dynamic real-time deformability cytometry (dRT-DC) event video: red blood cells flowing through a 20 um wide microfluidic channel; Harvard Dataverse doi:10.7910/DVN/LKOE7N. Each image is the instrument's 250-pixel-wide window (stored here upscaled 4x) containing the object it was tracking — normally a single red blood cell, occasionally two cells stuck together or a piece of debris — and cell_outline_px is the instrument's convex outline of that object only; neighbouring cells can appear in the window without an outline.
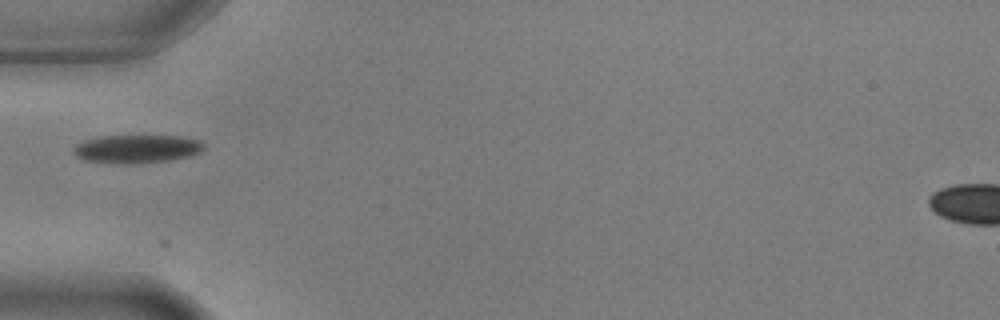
{"species": "common noctule bat (a hibernating species)", "species_latin": "Nyctalus noctula", "temperature_condition": "warm", "stored_images_in_passage": 5, "camera_frame_rate_fps": 3000, "um_per_image_px": 0.085, "animal": {"sex": "male", "body_mass_g": 17.9, "forearm_length_mm": 54.2}, "frame": {"image": 1, "passage_image": 4, "time_ms": 1.0, "image_size_px": [1000, 320], "cell_outline_px": [[204, 148], [200, 152], [188, 156], [168, 160], [136, 164], [108, 164], [84, 160], [76, 156], [72, 148], [76, 144], [84, 140], [96, 136], [184, 136], [200, 140], [204, 144]], "centroid_in_image_um": [11.58, 12.66], "position_along_channel_um": 73.4, "area_um2": 21.85}}